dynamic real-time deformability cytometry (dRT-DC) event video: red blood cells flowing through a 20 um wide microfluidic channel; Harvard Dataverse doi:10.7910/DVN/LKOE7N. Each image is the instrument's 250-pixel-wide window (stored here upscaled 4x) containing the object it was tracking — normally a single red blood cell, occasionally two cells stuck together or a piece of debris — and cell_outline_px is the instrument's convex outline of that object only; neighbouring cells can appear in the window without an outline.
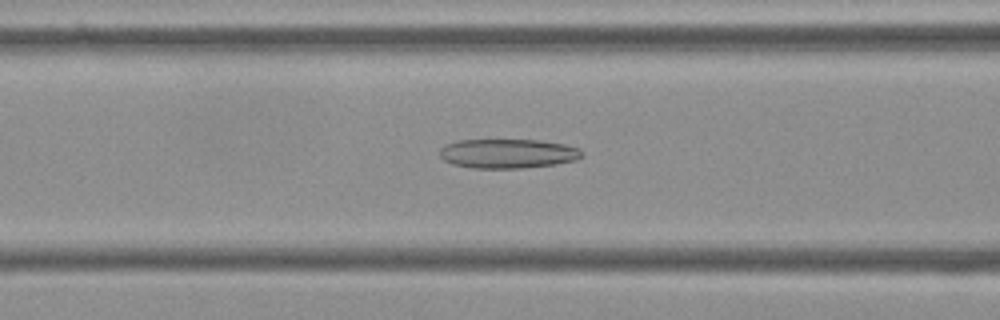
{"species": "Egyptian fruit bat (a non-hibernating species)", "species_latin": "Rousettus aegyptiacus", "temperature_condition": "cold", "stored_images_in_passage": 55, "camera_frame_rate_fps": 3000, "um_per_image_px": 0.085, "frame": {"image": 1, "passage_image": 22, "time_ms": 7.0, "image_size_px": [1000, 320], "cell_outline_px": [[584, 156], [576, 160], [556, 164], [524, 168], [472, 168], [452, 164], [444, 160], [440, 156], [440, 148], [444, 144], [456, 140], [540, 140], [564, 144], [580, 148], [584, 152]], "centroid_in_image_um": [43.18, 13.05], "position_along_channel_um": 123.4, "area_um2": 24.62}}
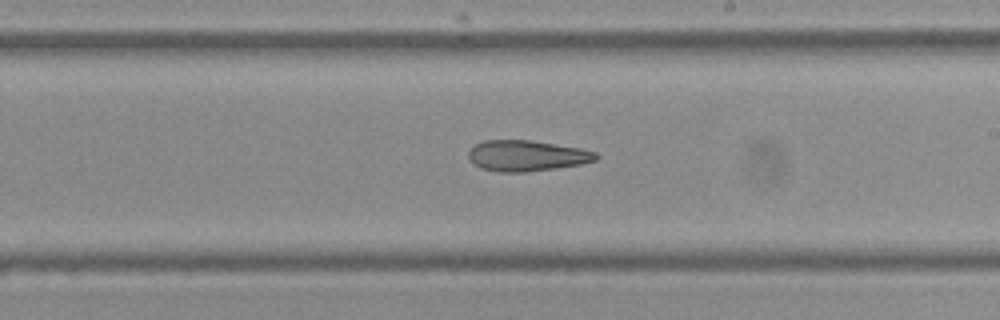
{"frame": {"image": 2, "passage_image": 32, "time_ms": 10.333, "image_size_px": [1000, 320], "cell_outline_px": [[600, 156], [596, 160], [580, 164], [556, 168], [524, 172], [496, 172], [480, 168], [472, 164], [468, 156], [468, 152], [476, 144], [484, 140], [532, 140], [580, 148], [596, 152]], "centroid_in_image_um": [44.75, 13.24], "position_along_channel_um": 244.2, "area_um2": 23.0}}
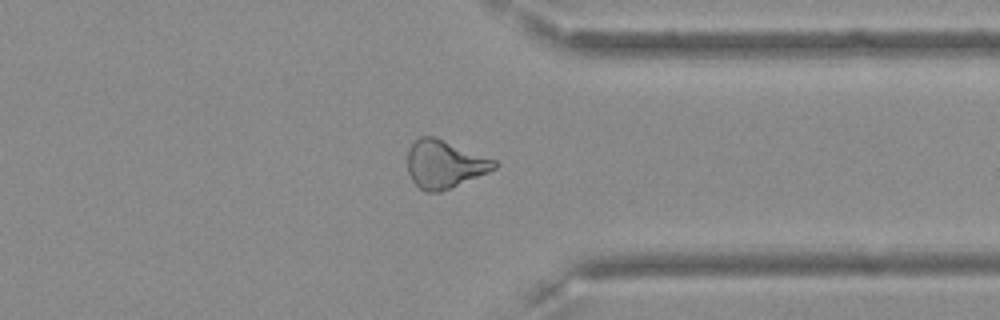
{"frame": {"image": 3, "passage_image": 43, "time_ms": 14.0, "image_size_px": [1000, 320], "cell_outline_px": [[500, 164], [496, 168], [488, 172], [440, 192], [424, 192], [412, 180], [408, 172], [408, 148], [420, 136], [436, 136], [496, 160]], "centroid_in_image_um": [37.79, 13.94], "position_along_channel_um": 373.6, "area_um2": 24.28}}